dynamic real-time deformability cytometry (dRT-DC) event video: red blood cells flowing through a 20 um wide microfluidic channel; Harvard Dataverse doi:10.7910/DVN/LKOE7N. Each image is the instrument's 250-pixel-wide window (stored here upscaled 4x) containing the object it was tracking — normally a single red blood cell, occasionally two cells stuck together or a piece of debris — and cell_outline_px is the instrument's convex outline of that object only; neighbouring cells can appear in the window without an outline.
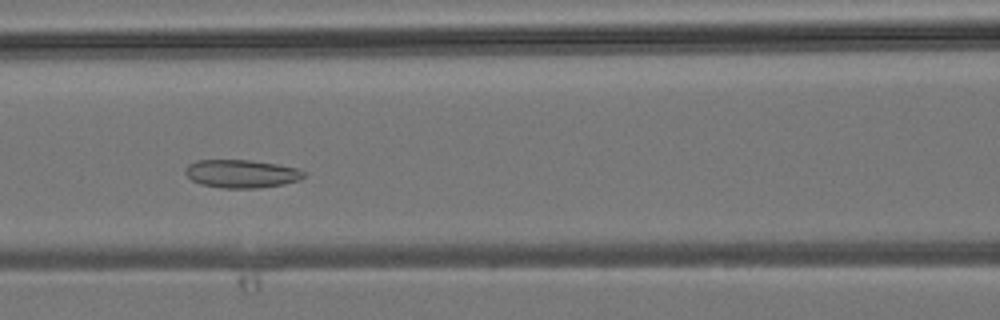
{"species": "common noctule bat (a hibernating species)", "species_latin": "Nyctalus noctula", "temperature_condition": "room temperature", "stored_images_in_passage": 42, "camera_frame_rate_fps": 3000, "um_per_image_px": 0.085, "animal": {"sex": "male", "body_mass_g": 19.2, "forearm_length_mm": 51.8}, "frame": {"image": 1, "passage_image": 18, "time_ms": 5.667, "image_size_px": [1000, 320], "cell_outline_px": [[304, 176], [300, 180], [284, 184], [260, 188], [220, 188], [200, 184], [192, 180], [184, 172], [188, 164], [196, 160], [248, 160], [276, 164], [296, 168], [304, 172]], "centroid_in_image_um": [20.5, 14.77], "position_along_channel_um": 146.1, "area_um2": 19.42}}
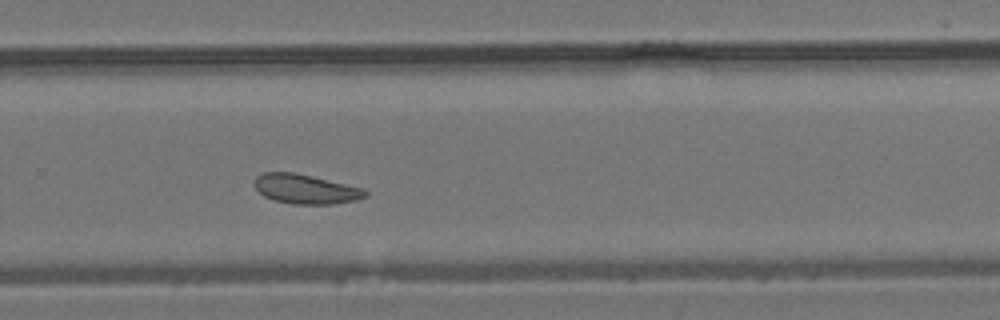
{"frame": {"image": 2, "passage_image": 28, "time_ms": 9.0, "image_size_px": [1000, 320], "cell_outline_px": [[368, 196], [356, 200], [336, 204], [292, 204], [276, 200], [264, 196], [256, 188], [256, 176], [264, 172], [292, 172], [312, 176], [364, 188], [368, 192]], "centroid_in_image_um": [26.03, 16.07], "position_along_channel_um": 303.8, "area_um2": 18.96}}
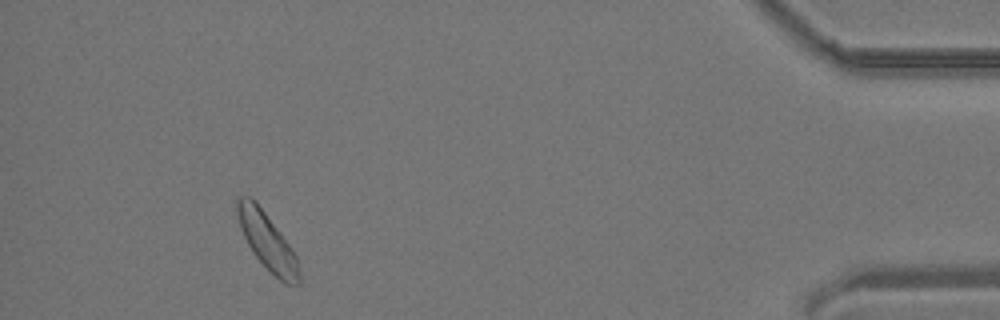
{"frame": {"image": 3, "passage_image": 39, "time_ms": 12.667, "image_size_px": [1000, 320], "cell_outline_px": [[300, 284], [284, 284], [252, 252], [240, 228], [236, 212], [236, 196], [248, 196], [264, 212], [292, 248], [296, 256], [300, 272]], "centroid_in_image_um": [22.71, 20.52], "position_along_channel_um": 412.5, "area_um2": 19.94}}